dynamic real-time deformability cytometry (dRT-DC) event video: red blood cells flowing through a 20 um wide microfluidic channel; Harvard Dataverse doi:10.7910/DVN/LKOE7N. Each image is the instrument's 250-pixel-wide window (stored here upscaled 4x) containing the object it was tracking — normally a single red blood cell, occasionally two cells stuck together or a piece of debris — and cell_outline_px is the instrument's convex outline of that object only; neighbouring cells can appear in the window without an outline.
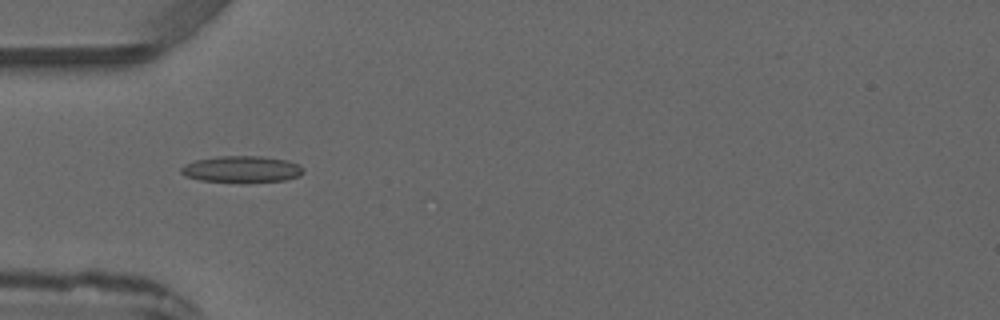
{"species": "common noctule bat (a hibernating species)", "species_latin": "Nyctalus noctula", "temperature_condition": "warm", "stored_images_in_passage": 2, "camera_frame_rate_fps": 3000, "um_per_image_px": 0.085, "animal": {"sex": "male", "forearm_length_mm": 52.5}, "frame": {"image": 1, "passage_image": 1, "time_ms": 0.0, "image_size_px": [1000, 320], "cell_outline_px": [[304, 172], [300, 176], [284, 180], [244, 184], [200, 180], [184, 176], [180, 172], [180, 168], [184, 164], [196, 160], [216, 156], [260, 156], [288, 160], [300, 164], [304, 168]], "centroid_in_image_um": [20.56, 14.41], "position_along_channel_um": 64.4, "area_um2": 19.59}}
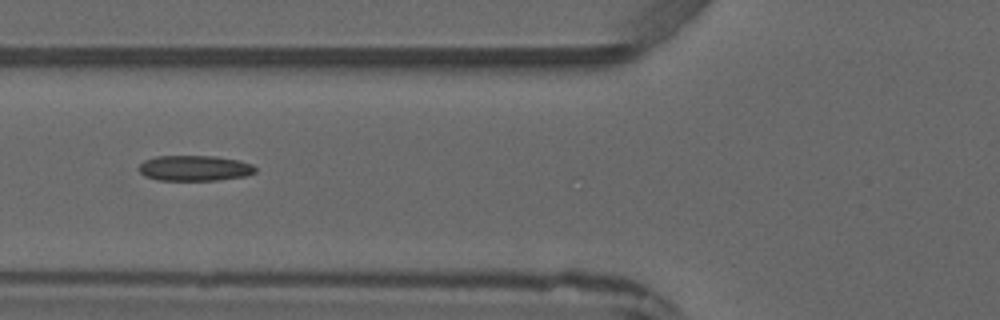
{"frame": {"image": 2, "passage_image": 2, "time_ms": 1.0, "image_size_px": [1000, 320], "cell_outline_px": [[256, 172], [244, 176], [216, 180], [156, 180], [144, 176], [136, 168], [144, 160], [156, 156], [216, 156], [240, 160], [252, 164], [256, 168]], "centroid_in_image_um": [16.51, 14.29], "position_along_channel_um": 109.3, "area_um2": 17.46}}